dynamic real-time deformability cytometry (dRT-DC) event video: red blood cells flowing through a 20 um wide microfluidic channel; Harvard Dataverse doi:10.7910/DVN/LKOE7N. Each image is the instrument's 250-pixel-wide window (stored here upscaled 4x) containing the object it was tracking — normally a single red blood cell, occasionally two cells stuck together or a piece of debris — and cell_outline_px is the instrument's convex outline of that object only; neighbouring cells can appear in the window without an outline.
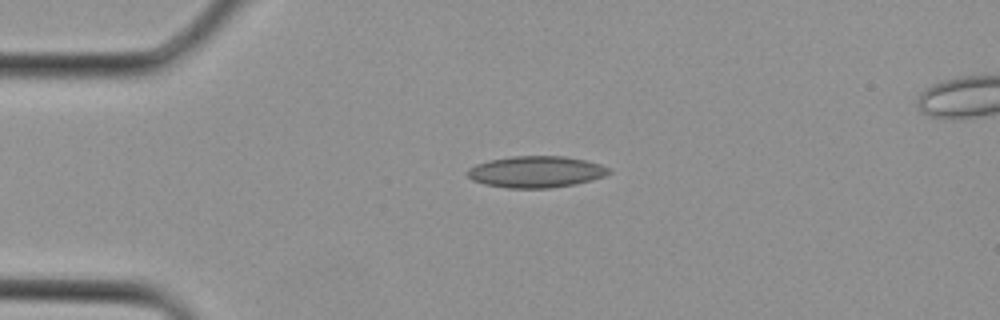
{"species": "Egyptian fruit bat (a non-hibernating species)", "species_latin": "Rousettus aegyptiacus", "temperature_condition": "cold", "stored_images_in_passage": 2, "camera_frame_rate_fps": 3000, "um_per_image_px": 0.085, "animal": {"sex": "female"}, "frame": {"image": 1, "passage_image": 1, "time_ms": 0.0, "image_size_px": [1000, 320], "cell_outline_px": [[612, 172], [604, 176], [592, 180], [576, 184], [552, 188], [508, 188], [484, 184], [472, 180], [468, 176], [468, 168], [476, 164], [488, 160], [512, 156], [564, 156], [584, 160], [600, 164], [608, 168]], "centroid_in_image_um": [45.56, 14.61], "position_along_channel_um": 39.4, "area_um2": 26.01}}